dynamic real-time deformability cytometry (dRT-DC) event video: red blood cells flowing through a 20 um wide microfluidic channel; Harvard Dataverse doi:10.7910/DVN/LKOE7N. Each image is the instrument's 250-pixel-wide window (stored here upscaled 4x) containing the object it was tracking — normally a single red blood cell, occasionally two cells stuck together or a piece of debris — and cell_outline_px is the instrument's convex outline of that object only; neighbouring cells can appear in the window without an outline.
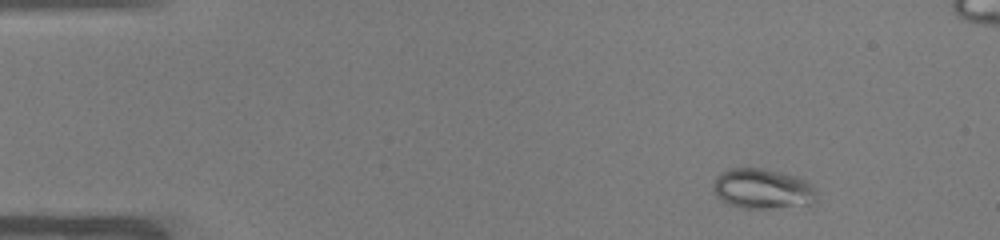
{"species": "common noctule bat (a hibernating species)", "species_latin": "Nyctalus noctula", "temperature_condition": "warm", "stored_images_in_passage": 51, "camera_frame_rate_fps": 3000, "um_per_image_px": 0.085, "animal": {"sex": "male", "body_mass_g": 19.0, "forearm_length_mm": 50.8}, "frame": {"image": 1, "passage_image": 4, "time_ms": 1.0, "image_size_px": [1000, 240], "cell_outline_px": [[816, 200], [812, 204], [772, 208], [740, 208], [728, 204], [720, 200], [716, 196], [712, 188], [716, 176], [732, 168], [764, 168], [796, 176], [812, 184], [816, 192]], "centroid_in_image_um": [64.81, 16.05], "position_along_channel_um": 20.2, "area_um2": 24.28}}
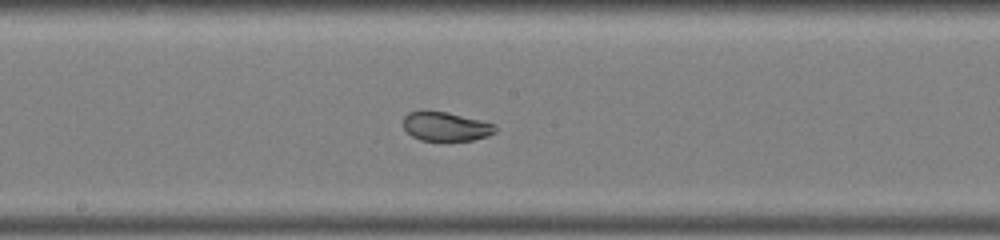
{"frame": {"image": 2, "passage_image": 26, "time_ms": 8.333, "image_size_px": [1000, 240], "cell_outline_px": [[496, 132], [488, 136], [472, 140], [420, 140], [412, 136], [404, 128], [404, 116], [408, 112], [448, 112], [480, 120], [492, 124], [496, 128]], "centroid_in_image_um": [37.9, 10.76], "position_along_channel_um": 210.3, "area_um2": 15.2}}
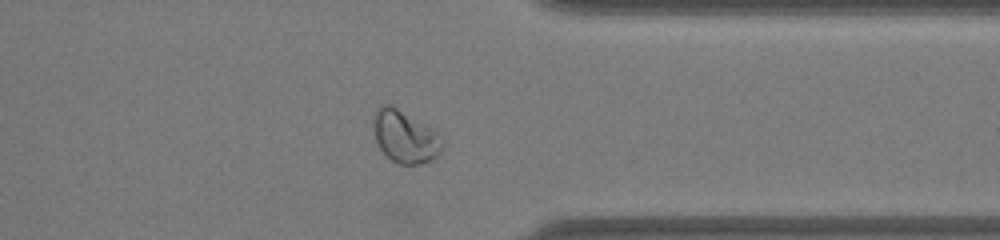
{"frame": {"image": 3, "passage_image": 39, "time_ms": 12.667, "image_size_px": [1000, 240], "cell_outline_px": [[444, 148], [440, 156], [432, 160], [420, 164], [400, 164], [392, 160], [380, 148], [376, 140], [372, 128], [372, 116], [376, 108], [380, 104], [392, 104], [436, 128], [444, 140]], "centroid_in_image_um": [34.47, 11.57], "position_along_channel_um": 376.9, "area_um2": 22.08}, "authors_computed_cell_mechanics": {"area_um2": 21.7906, "velocity_mm_per_s": 3.9261, "shape_relaxation_time_tau1_ms": null, "shape_relaxation_time_tau2_ms": 0.6691, "deformation_change_tau1": null, "deformation_change_tau2": 0.0429}}